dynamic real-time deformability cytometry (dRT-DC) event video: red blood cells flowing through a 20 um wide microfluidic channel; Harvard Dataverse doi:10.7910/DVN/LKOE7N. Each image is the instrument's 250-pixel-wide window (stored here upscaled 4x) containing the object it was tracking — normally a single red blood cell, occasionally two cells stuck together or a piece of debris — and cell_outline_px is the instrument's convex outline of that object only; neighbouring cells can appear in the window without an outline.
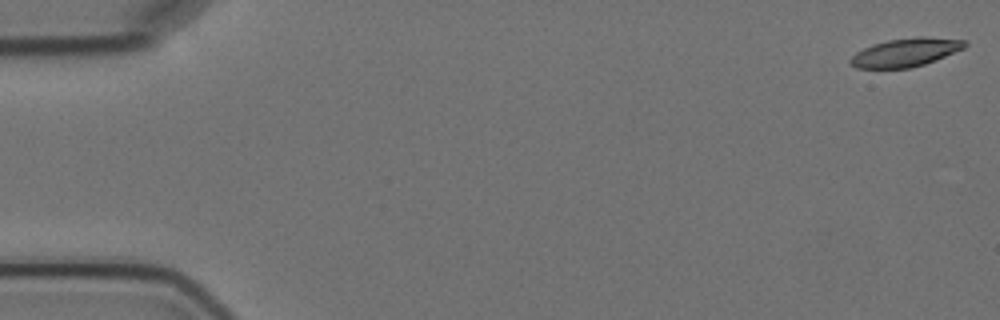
{"species": "Egyptian fruit bat (a non-hibernating species)", "species_latin": "Rousettus aegyptiacus", "temperature_condition": "cold", "stored_images_in_passage": 10, "camera_frame_rate_fps": 3000, "um_per_image_px": 0.085, "animal": {"sex": "female"}, "frame": {"image": 1, "passage_image": 1, "time_ms": 0.0, "image_size_px": [1000, 320], "cell_outline_px": [[968, 44], [964, 48], [936, 60], [924, 64], [908, 68], [856, 68], [848, 60], [856, 52], [872, 44], [888, 40], [916, 36], [924, 36], [968, 40]], "centroid_in_image_um": [77.0, 4.44], "position_along_channel_um": 8.0, "area_um2": 19.02}}
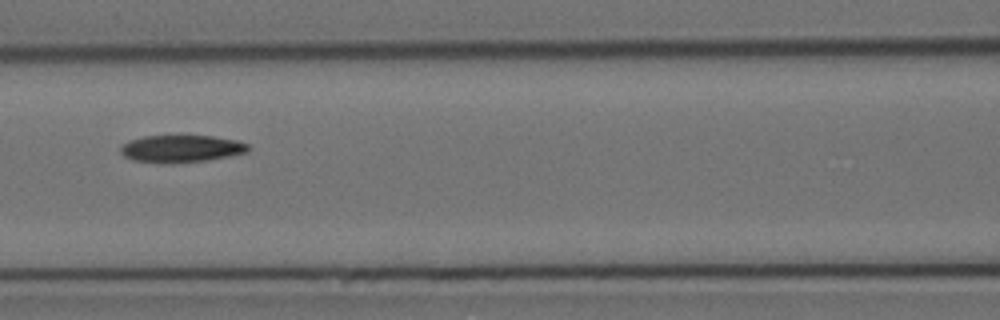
{"frame": {"image": 2, "passage_image": 8, "time_ms": 8.0, "image_size_px": [1000, 320], "cell_outline_px": [[248, 152], [208, 160], [168, 164], [160, 164], [132, 160], [124, 156], [120, 152], [120, 148], [128, 140], [144, 136], [212, 136], [236, 140], [248, 144]], "centroid_in_image_um": [15.36, 12.65], "position_along_channel_um": 151.2, "area_um2": 20.4}}
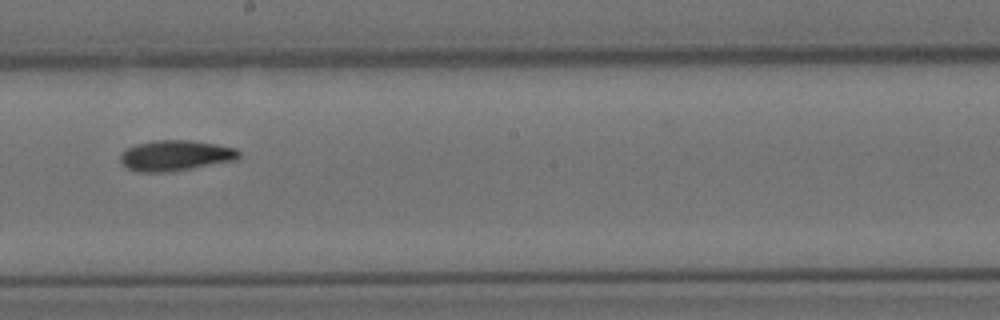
{"frame": {"image": 3, "passage_image": 10, "time_ms": 10.333, "image_size_px": [1000, 320], "cell_outline_px": [[240, 156], [236, 160], [172, 172], [136, 172], [120, 164], [120, 152], [124, 148], [136, 144], [152, 140], [192, 140], [216, 144], [236, 148], [240, 152]], "centroid_in_image_um": [14.87, 13.22], "position_along_channel_um": 233.3, "area_um2": 21.56}}